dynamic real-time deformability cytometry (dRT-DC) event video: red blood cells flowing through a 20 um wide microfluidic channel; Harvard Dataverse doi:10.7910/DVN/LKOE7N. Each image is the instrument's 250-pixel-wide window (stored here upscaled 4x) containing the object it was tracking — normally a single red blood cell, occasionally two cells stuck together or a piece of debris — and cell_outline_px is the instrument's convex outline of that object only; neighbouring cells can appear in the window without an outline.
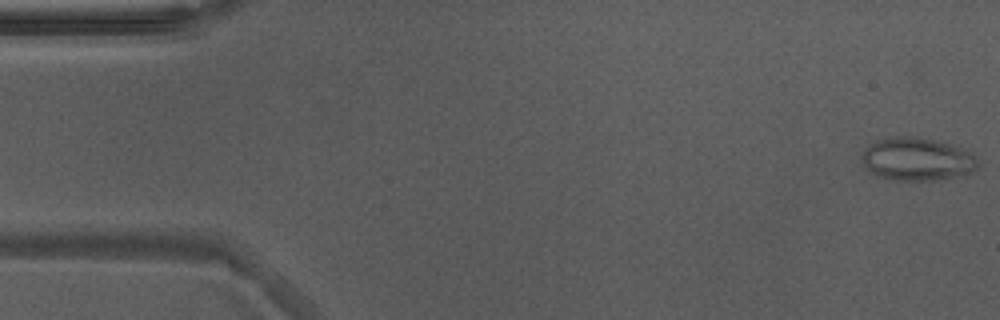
{"species": "Egyptian fruit bat (a non-hibernating species)", "species_latin": "Rousettus aegyptiacus", "temperature_condition": "warm", "stored_images_in_passage": 11, "camera_frame_rate_fps": 3000, "um_per_image_px": 0.085, "animal": {"sex": "male"}, "frame": {"image": 1, "passage_image": 1, "time_ms": 0.0, "image_size_px": [1000, 320], "cell_outline_px": [[976, 168], [972, 172], [932, 180], [892, 180], [880, 176], [864, 168], [860, 156], [864, 148], [868, 144], [876, 140], [892, 136], [916, 136], [936, 140], [960, 148], [976, 156]], "centroid_in_image_um": [77.85, 13.5], "position_along_channel_um": 7.1, "area_um2": 28.96}}